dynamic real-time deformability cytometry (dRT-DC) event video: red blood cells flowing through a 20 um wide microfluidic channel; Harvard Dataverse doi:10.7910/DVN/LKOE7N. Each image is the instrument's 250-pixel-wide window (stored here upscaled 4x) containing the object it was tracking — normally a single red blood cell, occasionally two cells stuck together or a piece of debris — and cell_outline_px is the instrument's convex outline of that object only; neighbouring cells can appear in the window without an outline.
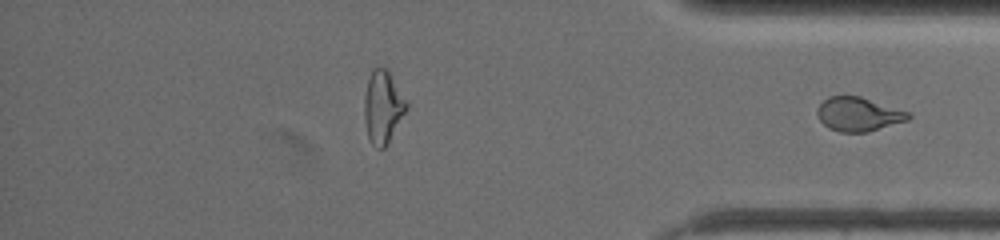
{"species": "common noctule bat (a hibernating species)", "species_latin": "Nyctalus noctula", "temperature_condition": "warm", "stored_images_in_passage": 38, "segment_of_instrument_passage": [2, 2], "camera_frame_rate_fps": 3000, "um_per_image_px": 0.085, "animal": {"sex": "female", "body_mass_g": 19.5, "forearm_length_mm": 54.1}, "frame": {"image": 1, "passage_image": 38, "time_ms": 15.333, "image_size_px": [1000, 240], "cell_outline_px": [[912, 116], [908, 120], [868, 132], [840, 132], [828, 128], [820, 120], [816, 112], [816, 108], [828, 96], [860, 96], [908, 112]], "centroid_in_image_um": [72.94, 9.71], "position_along_channel_um": 362.3, "area_um2": 17.92}}